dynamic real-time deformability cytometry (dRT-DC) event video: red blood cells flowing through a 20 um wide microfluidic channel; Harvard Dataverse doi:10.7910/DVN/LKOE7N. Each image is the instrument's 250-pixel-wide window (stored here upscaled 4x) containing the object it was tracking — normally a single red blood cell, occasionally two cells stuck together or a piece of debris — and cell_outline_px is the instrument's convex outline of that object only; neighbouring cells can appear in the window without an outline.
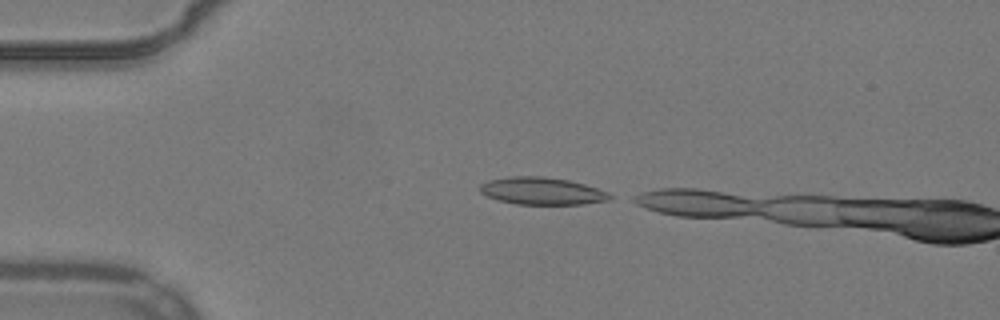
{"species": "common noctule bat (a hibernating species)", "species_latin": "Nyctalus noctula", "temperature_condition": "warm", "stored_images_in_passage": 3, "camera_frame_rate_fps": 3000, "um_per_image_px": 0.085, "animal": {"sex": "male", "body_mass_g": 19.2, "forearm_length_mm": 51.8}, "frame": {"image": 1, "passage_image": 1, "time_ms": 0.0, "image_size_px": [1000, 320], "cell_outline_px": [[616, 196], [612, 200], [584, 204], [516, 204], [500, 200], [488, 196], [480, 192], [480, 184], [488, 180], [508, 176], [544, 176], [568, 180], [584, 184], [608, 192]], "centroid_in_image_um": [46.11, 16.23], "position_along_channel_um": 38.9, "area_um2": 20.81}}